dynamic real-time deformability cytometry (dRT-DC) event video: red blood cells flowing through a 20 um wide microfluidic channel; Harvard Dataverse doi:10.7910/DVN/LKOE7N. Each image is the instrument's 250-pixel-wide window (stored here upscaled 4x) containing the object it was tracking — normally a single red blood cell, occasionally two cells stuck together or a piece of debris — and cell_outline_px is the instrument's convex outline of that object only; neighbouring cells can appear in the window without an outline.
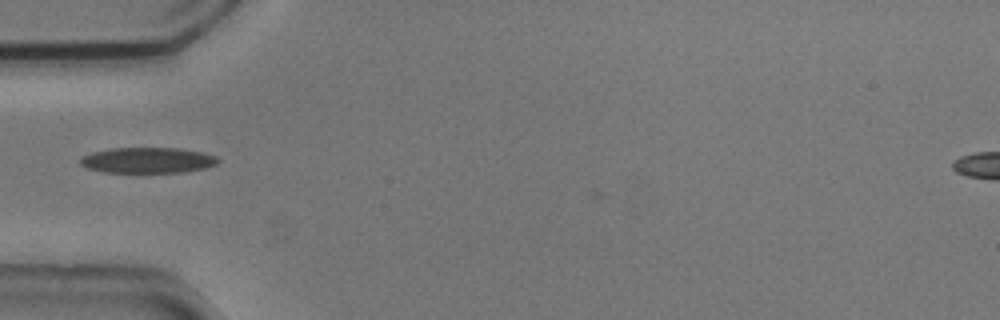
{"species": "common noctule bat (a hibernating species)", "species_latin": "Nyctalus noctula", "temperature_condition": "cold", "stored_images_in_passage": 37, "camera_frame_rate_fps": 3000, "um_per_image_px": 0.085, "animal": {"sex": "male", "body_mass_g": 20.5, "forearm_length_mm": 52.5}, "frame": {"image": 1, "passage_image": 7, "time_ms": 2.0, "image_size_px": [1000, 320], "cell_outline_px": [[220, 160], [216, 164], [204, 168], [184, 172], [104, 172], [88, 168], [80, 164], [80, 156], [92, 152], [112, 148], [180, 148], [204, 152], [216, 156]], "centroid_in_image_um": [12.55, 13.61], "position_along_channel_um": 72.4, "area_um2": 20.63}}
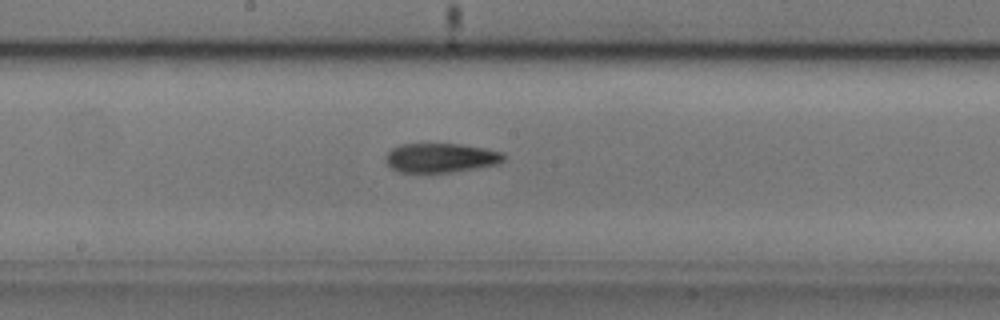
{"frame": {"image": 2, "passage_image": 18, "time_ms": 5.667, "image_size_px": [1000, 320], "cell_outline_px": [[504, 160], [500, 164], [428, 176], [400, 172], [392, 168], [388, 164], [384, 156], [392, 148], [400, 144], [460, 144], [484, 148], [504, 152]], "centroid_in_image_um": [37.44, 13.46], "position_along_channel_um": 210.8, "area_um2": 20.92}}
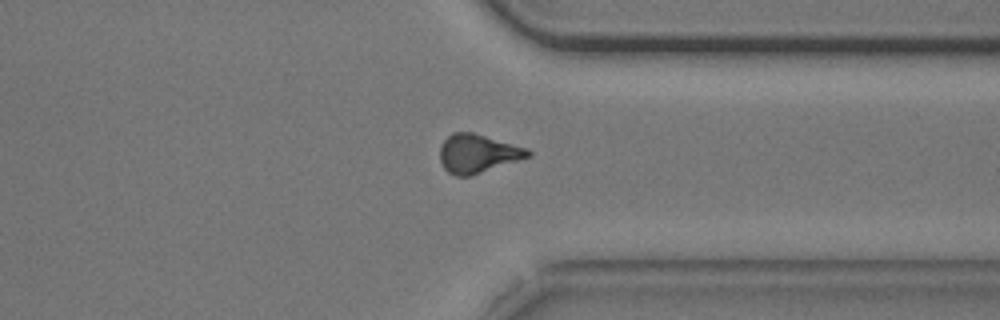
{"frame": {"image": 3, "passage_image": 31, "time_ms": 10.0, "image_size_px": [1000, 320], "cell_outline_px": [[532, 156], [468, 176], [456, 176], [448, 172], [444, 168], [440, 160], [440, 148], [444, 140], [452, 132], [472, 132], [528, 148], [532, 152]], "centroid_in_image_um": [40.61, 13.04], "position_along_channel_um": 370.8, "area_um2": 19.65}}